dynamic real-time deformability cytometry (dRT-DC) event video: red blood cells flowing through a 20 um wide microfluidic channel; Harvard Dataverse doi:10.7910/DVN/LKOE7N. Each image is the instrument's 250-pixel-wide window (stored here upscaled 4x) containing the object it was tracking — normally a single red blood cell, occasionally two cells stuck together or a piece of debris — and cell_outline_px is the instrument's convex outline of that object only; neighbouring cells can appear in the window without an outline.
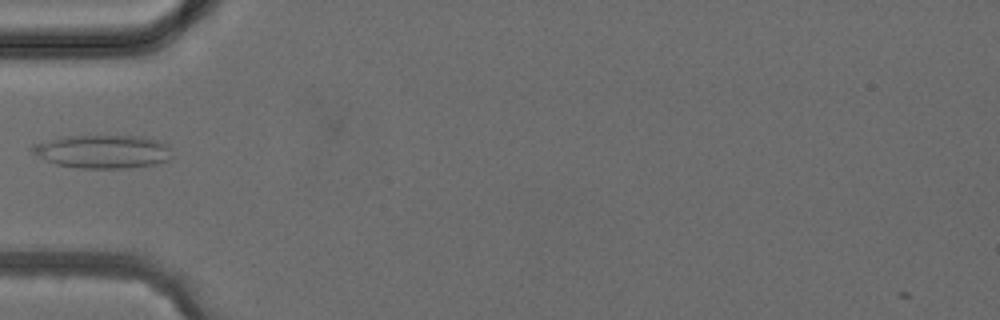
{"species": "common noctule bat (a hibernating species)", "species_latin": "Nyctalus noctula", "temperature_condition": "cold", "stored_images_in_passage": 1, "camera_frame_rate_fps": 3000, "um_per_image_px": 0.085, "animal": {"sex": "female", "body_mass_g": 24.6, "forearm_length_mm": 56.2}, "frame": {"image": 1, "passage_image": 1, "time_ms": 0.0, "image_size_px": [1000, 320], "cell_outline_px": [[172, 160], [156, 164], [128, 168], [80, 168], [56, 164], [32, 152], [28, 148], [32, 144], [72, 136], [144, 136], [168, 144], [172, 148]], "centroid_in_image_um": [8.84, 12.89], "position_along_channel_um": 76.2, "area_um2": 27.17}}